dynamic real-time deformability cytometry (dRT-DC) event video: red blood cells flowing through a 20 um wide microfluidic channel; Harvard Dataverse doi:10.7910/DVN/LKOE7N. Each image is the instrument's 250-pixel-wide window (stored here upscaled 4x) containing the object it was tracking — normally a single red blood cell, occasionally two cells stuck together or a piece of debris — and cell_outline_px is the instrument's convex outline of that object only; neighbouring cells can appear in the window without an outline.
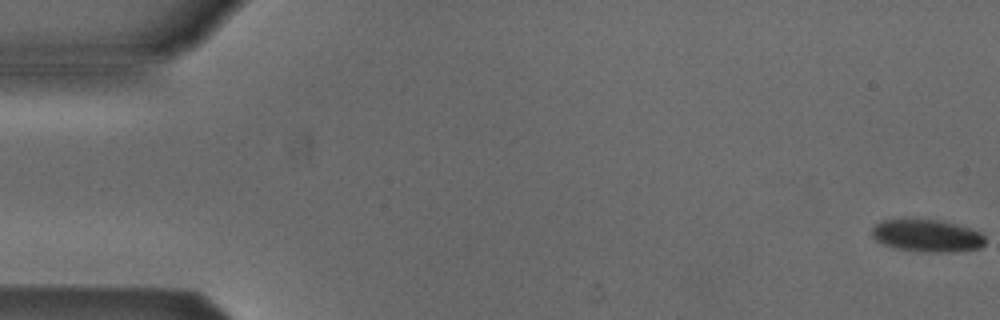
{"species": "Egyptian fruit bat (a non-hibernating species)", "species_latin": "Rousettus aegyptiacus", "temperature_condition": "cold", "stored_images_in_passage": 3, "camera_frame_rate_fps": 3000, "um_per_image_px": 0.085, "animal": {"sex": "male"}, "frame": {"image": 1, "passage_image": 1, "time_ms": 0.0, "image_size_px": [1000, 320], "cell_outline_px": [[984, 244], [980, 248], [952, 252], [916, 252], [892, 248], [876, 240], [872, 236], [872, 228], [880, 220], [940, 220], [956, 224], [980, 232], [984, 236]], "centroid_in_image_um": [78.78, 20.05], "position_along_channel_um": 6.2, "area_um2": 21.39}}